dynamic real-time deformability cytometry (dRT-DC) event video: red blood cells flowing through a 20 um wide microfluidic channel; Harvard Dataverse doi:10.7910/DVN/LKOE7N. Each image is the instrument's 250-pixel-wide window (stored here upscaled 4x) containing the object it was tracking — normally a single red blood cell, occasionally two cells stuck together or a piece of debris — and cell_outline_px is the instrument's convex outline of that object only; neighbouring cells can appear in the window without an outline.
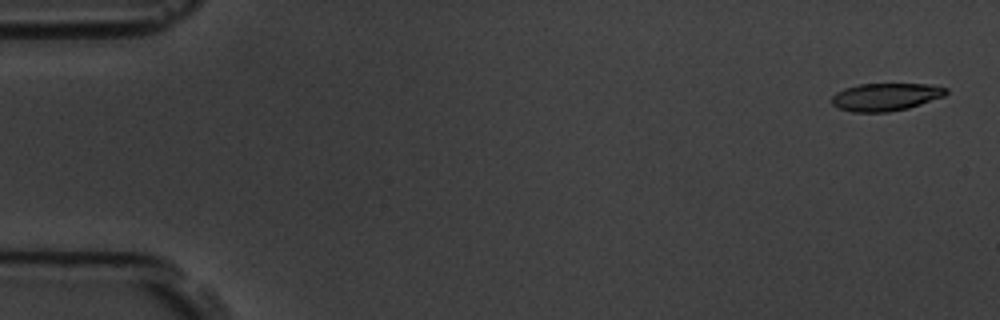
{"species": "common noctule bat (a hibernating species)", "species_latin": "Nyctalus noctula", "temperature_condition": "room temperature", "stored_images_in_passage": 5, "camera_frame_rate_fps": 3000, "um_per_image_px": 0.085, "animal": {"sex": "male", "body_mass_g": 19.5, "forearm_length_mm": 54.6}, "frame": {"image": 1, "passage_image": 1, "time_ms": 0.0, "image_size_px": [1000, 320], "cell_outline_px": [[948, 92], [944, 96], [908, 108], [888, 112], [852, 112], [840, 108], [832, 104], [832, 96], [836, 92], [844, 88], [860, 84], [928, 84], [948, 88]], "centroid_in_image_um": [75.28, 8.23], "position_along_channel_um": 9.7, "area_um2": 18.38}}
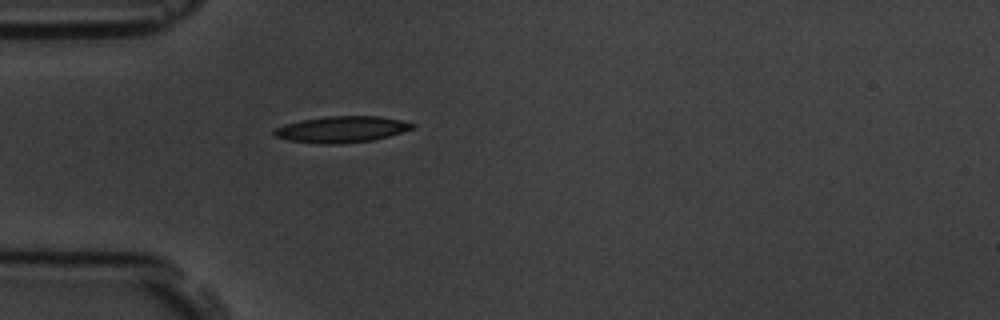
{"frame": {"image": 2, "passage_image": 5, "time_ms": 4.667, "image_size_px": [1000, 320], "cell_outline_px": [[416, 124], [412, 128], [388, 136], [372, 140], [344, 144], [320, 144], [288, 140], [272, 136], [272, 132], [276, 128], [284, 124], [300, 120], [328, 116], [380, 116], [400, 120]], "centroid_in_image_um": [28.98, 11.0], "position_along_channel_um": 56.0, "area_um2": 21.21}}